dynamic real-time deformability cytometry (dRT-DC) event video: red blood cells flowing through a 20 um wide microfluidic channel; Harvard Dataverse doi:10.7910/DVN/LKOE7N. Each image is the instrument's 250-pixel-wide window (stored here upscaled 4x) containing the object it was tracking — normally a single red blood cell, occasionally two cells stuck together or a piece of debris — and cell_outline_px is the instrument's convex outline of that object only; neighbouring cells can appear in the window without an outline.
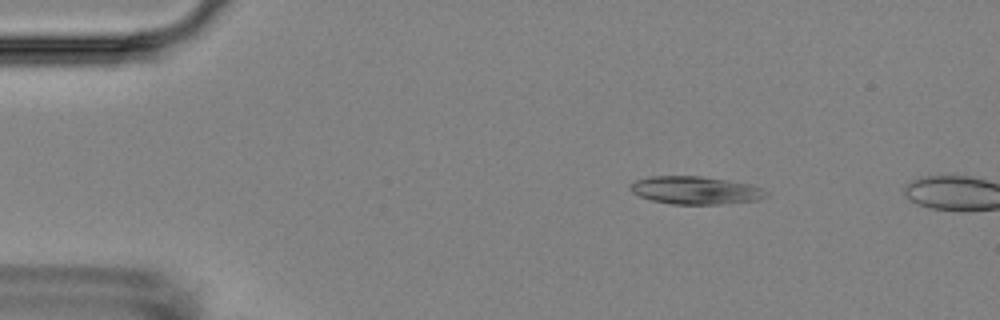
{"species": "Egyptian fruit bat (a non-hibernating species)", "species_latin": "Rousettus aegyptiacus", "temperature_condition": "room temperature", "stored_images_in_passage": 2, "camera_frame_rate_fps": 3000, "um_per_image_px": 0.085, "animal": {"sex": "female"}, "frame": {"image": 1, "passage_image": 1, "time_ms": 0.0, "image_size_px": [1000, 320], "cell_outline_px": [[768, 196], [760, 200], [720, 204], [672, 204], [652, 200], [640, 196], [632, 192], [628, 188], [636, 180], [648, 176], [700, 176], [728, 180], [752, 184], [768, 192]], "centroid_in_image_um": [59.14, 16.17], "position_along_channel_um": 25.9, "area_um2": 22.14}}